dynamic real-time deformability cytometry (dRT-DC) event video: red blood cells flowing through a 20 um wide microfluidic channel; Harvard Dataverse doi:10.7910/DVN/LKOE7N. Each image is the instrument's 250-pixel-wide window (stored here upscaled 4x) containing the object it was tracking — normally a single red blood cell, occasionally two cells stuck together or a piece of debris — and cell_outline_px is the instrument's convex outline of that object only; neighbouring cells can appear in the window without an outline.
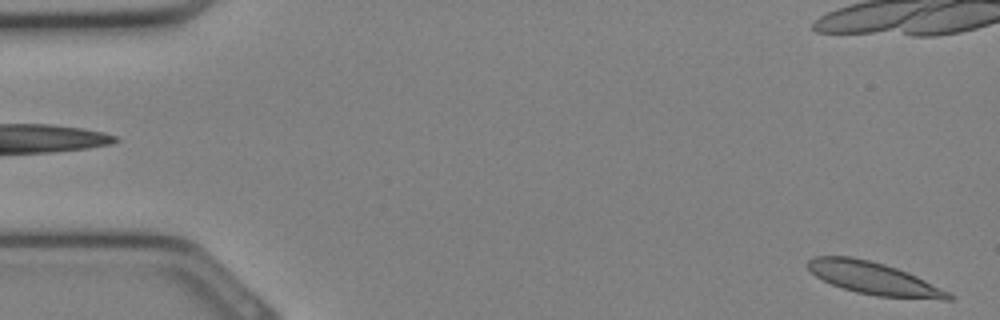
{"species": "Egyptian fruit bat (a non-hibernating species)", "species_latin": "Rousettus aegyptiacus", "temperature_condition": "cold", "stored_images_in_passage": 33, "camera_frame_rate_fps": 3000, "um_per_image_px": 0.085, "animal": {"sex": "female"}, "frame": {"image": 1, "passage_image": 1, "time_ms": 0.0, "image_size_px": [1000, 320], "cell_outline_px": [[956, 296], [952, 300], [944, 300], [876, 296], [856, 292], [832, 284], [816, 276], [808, 268], [808, 260], [812, 256], [852, 256], [884, 264], [908, 272]], "centroid_in_image_um": [74.28, 23.66], "position_along_channel_um": 10.7, "area_um2": 26.36}}